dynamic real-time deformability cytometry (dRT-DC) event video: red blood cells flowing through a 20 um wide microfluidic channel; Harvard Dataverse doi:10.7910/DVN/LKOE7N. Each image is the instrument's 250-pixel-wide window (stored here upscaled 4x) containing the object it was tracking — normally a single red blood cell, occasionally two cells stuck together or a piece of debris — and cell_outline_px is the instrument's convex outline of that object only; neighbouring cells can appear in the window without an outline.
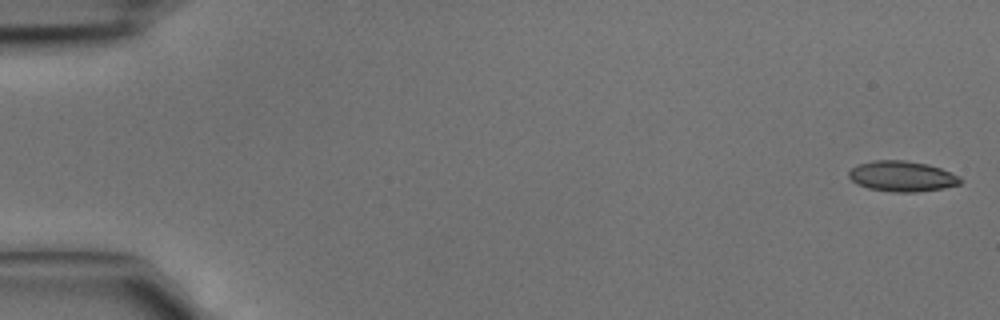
{"species": "common noctule bat (a hibernating species)", "species_latin": "Nyctalus noctula", "temperature_condition": "cold", "stored_images_in_passage": 4, "camera_frame_rate_fps": 3000, "um_per_image_px": 0.085, "animal": {"sex": "male", "body_mass_g": 15.6}, "frame": {"image": 1, "passage_image": 1, "time_ms": 0.0, "image_size_px": [1000, 320], "cell_outline_px": [[964, 180], [960, 184], [944, 188], [916, 192], [892, 192], [868, 188], [856, 184], [848, 176], [848, 172], [852, 168], [860, 164], [872, 160], [904, 160], [928, 164], [940, 168], [960, 176]], "centroid_in_image_um": [76.69, 14.99], "position_along_channel_um": 8.3, "area_um2": 19.94}}
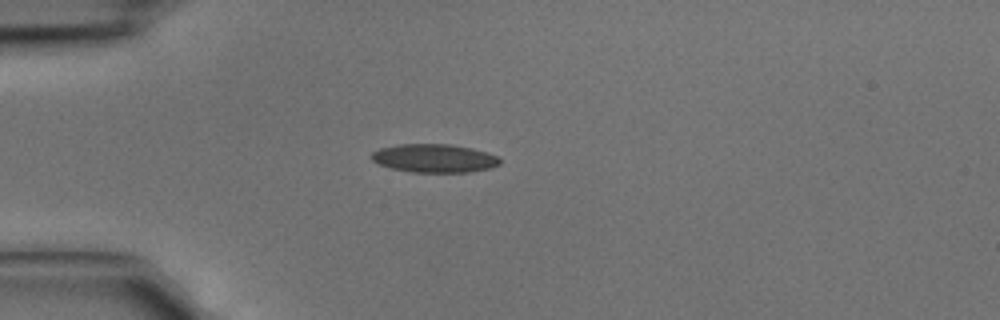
{"frame": {"image": 2, "passage_image": 4, "time_ms": 1.0, "image_size_px": [1000, 320], "cell_outline_px": [[500, 164], [492, 168], [468, 172], [412, 172], [392, 168], [380, 164], [372, 160], [368, 156], [372, 152], [380, 148], [400, 144], [448, 144], [488, 152], [500, 156]], "centroid_in_image_um": [36.93, 13.45], "position_along_channel_um": 48.1, "area_um2": 21.27}}